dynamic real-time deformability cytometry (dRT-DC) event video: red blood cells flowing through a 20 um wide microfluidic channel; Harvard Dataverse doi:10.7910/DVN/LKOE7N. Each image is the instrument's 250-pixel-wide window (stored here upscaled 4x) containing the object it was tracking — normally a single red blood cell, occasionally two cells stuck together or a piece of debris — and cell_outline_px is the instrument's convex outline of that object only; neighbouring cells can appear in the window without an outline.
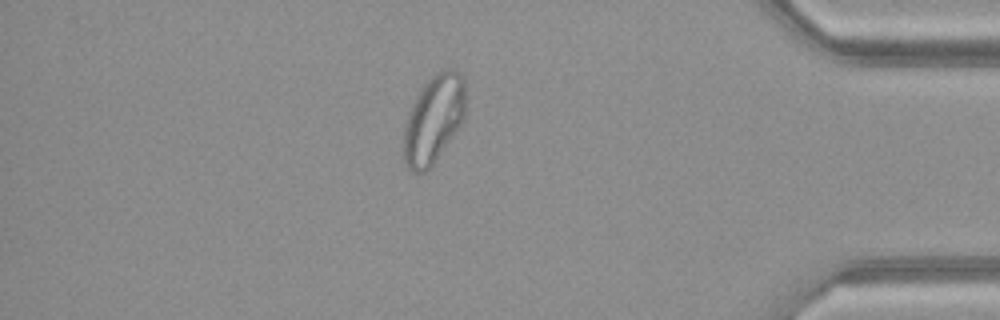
{"species": "common noctule bat (a hibernating species)", "species_latin": "Nyctalus noctula", "temperature_condition": "warm", "stored_images_in_passage": 50, "camera_frame_rate_fps": 3000, "um_per_image_px": 0.085, "animal": {"sex": "female", "body_mass_g": 21.9}, "frame": {"image": 1, "passage_image": 43, "time_ms": 14.0, "image_size_px": [1000, 320], "cell_outline_px": [[464, 120], [432, 164], [424, 172], [412, 172], [408, 168], [404, 160], [404, 124], [408, 112], [416, 96], [424, 84], [436, 72], [444, 68], [456, 68], [464, 80]], "centroid_in_image_um": [36.85, 10.09], "position_along_channel_um": 398.4, "area_um2": 31.5}}